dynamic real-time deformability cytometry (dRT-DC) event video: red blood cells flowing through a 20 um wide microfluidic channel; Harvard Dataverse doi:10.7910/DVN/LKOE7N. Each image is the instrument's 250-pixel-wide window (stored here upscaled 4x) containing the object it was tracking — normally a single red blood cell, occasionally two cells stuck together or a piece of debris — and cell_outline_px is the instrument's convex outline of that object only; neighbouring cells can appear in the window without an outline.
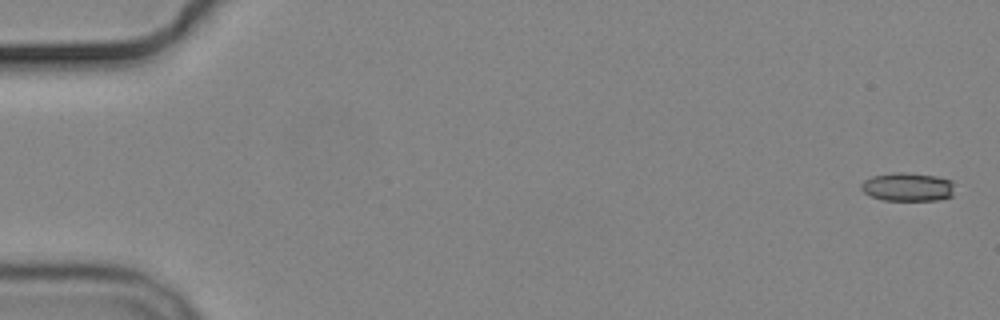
{"species": "common noctule bat (a hibernating species)", "species_latin": "Nyctalus noctula", "temperature_condition": "cold", "stored_images_in_passage": 6, "camera_frame_rate_fps": 3000, "um_per_image_px": 0.085, "animal": {"sex": "male", "body_mass_g": 19.2, "forearm_length_mm": 51.8}, "frame": {"image": 1, "passage_image": 1, "time_ms": 0.0, "image_size_px": [1000, 320], "cell_outline_px": [[952, 196], [940, 200], [884, 200], [872, 196], [864, 192], [860, 188], [860, 184], [864, 180], [872, 176], [892, 172], [904, 172], [936, 176], [952, 180]], "centroid_in_image_um": [77.13, 15.88], "position_along_channel_um": 7.9, "area_um2": 15.55}}
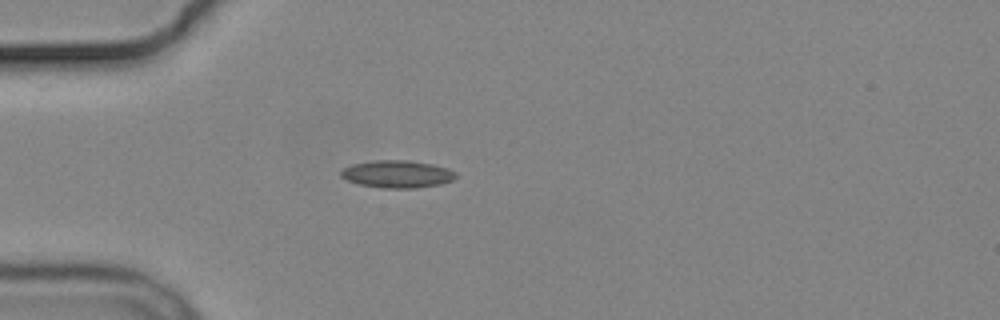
{"frame": {"image": 2, "passage_image": 5, "time_ms": 5.0, "image_size_px": [1000, 320], "cell_outline_px": [[456, 176], [452, 180], [440, 184], [416, 188], [380, 188], [360, 184], [348, 180], [340, 176], [340, 172], [344, 168], [352, 164], [376, 160], [408, 160], [432, 164], [448, 168], [456, 172]], "centroid_in_image_um": [33.77, 14.79], "position_along_channel_um": 51.2, "area_um2": 18.32}}